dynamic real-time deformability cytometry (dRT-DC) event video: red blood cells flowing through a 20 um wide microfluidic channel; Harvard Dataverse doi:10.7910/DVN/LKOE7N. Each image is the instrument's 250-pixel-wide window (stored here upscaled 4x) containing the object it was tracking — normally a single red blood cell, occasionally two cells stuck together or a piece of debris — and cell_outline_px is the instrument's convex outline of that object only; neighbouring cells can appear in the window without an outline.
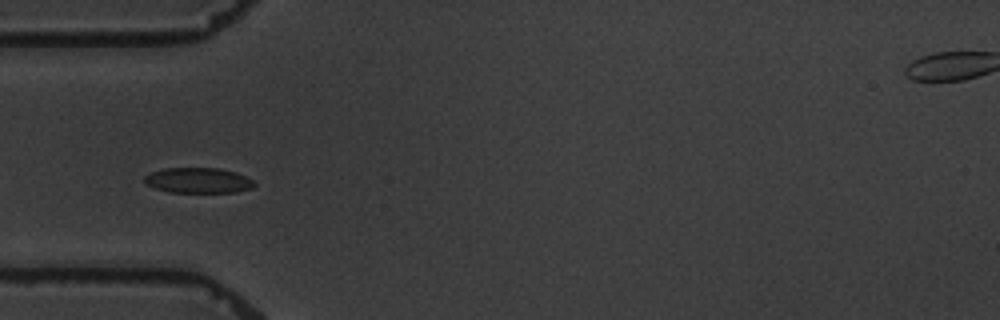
{"species": "common noctule bat (a hibernating species)", "species_latin": "Nyctalus noctula", "temperature_condition": "warm", "stored_images_in_passage": 7, "camera_frame_rate_fps": 3000, "um_per_image_px": 0.085, "animal": {"sex": "male", "body_mass_g": 19.5, "forearm_length_mm": 54.6}, "frame": {"image": 1, "passage_image": 4, "time_ms": 3.667, "image_size_px": [1000, 320], "cell_outline_px": [[256, 184], [252, 188], [236, 192], [168, 192], [144, 184], [144, 176], [152, 172], [164, 168], [220, 168], [236, 172], [252, 180]], "centroid_in_image_um": [16.83, 15.33], "position_along_channel_um": 68.2, "area_um2": 16.24}}
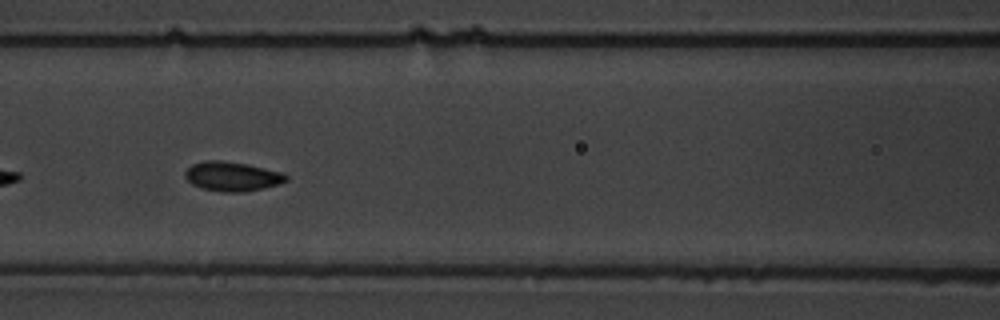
{"frame": {"image": 2, "passage_image": 6, "time_ms": 6.0, "image_size_px": [1000, 320], "cell_outline_px": [[288, 180], [264, 188], [244, 192], [220, 192], [200, 188], [192, 184], [184, 176], [184, 172], [192, 164], [204, 160], [220, 160], [248, 164], [284, 172], [288, 176]], "centroid_in_image_um": [19.73, 14.99], "position_along_channel_um": 146.9, "area_um2": 17.51}}
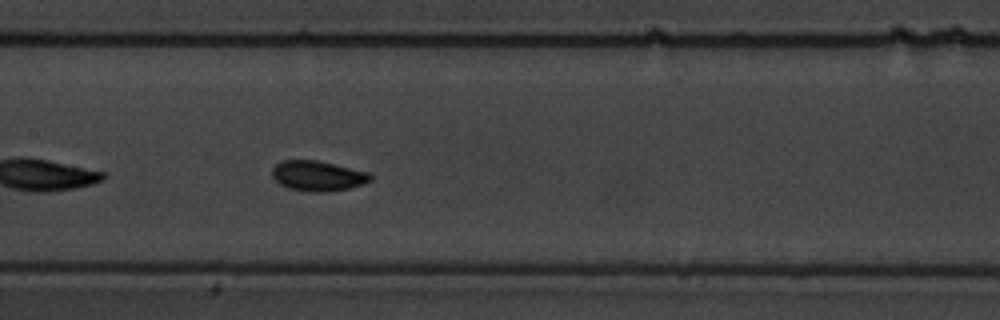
{"frame": {"image": 3, "passage_image": 7, "time_ms": 7.0, "image_size_px": [1000, 320], "cell_outline_px": [[372, 180], [364, 184], [348, 188], [328, 192], [312, 192], [288, 188], [280, 184], [272, 176], [272, 168], [280, 160], [316, 160], [368, 172], [372, 176]], "centroid_in_image_um": [27.0, 14.95], "position_along_channel_um": 180.4, "area_um2": 17.28}}